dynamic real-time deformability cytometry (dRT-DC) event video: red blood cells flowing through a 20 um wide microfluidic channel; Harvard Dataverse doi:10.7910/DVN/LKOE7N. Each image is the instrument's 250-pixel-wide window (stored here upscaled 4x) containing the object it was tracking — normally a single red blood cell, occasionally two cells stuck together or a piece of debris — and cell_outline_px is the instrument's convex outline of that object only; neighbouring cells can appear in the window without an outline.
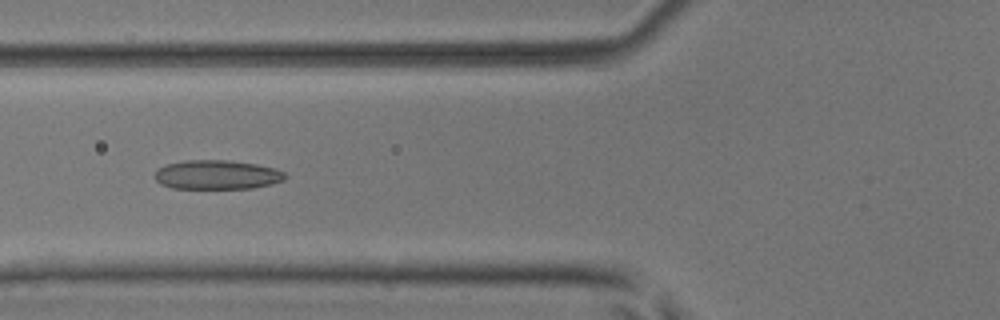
{"species": "common noctule bat (a hibernating species)", "species_latin": "Nyctalus noctula", "temperature_condition": "room temperature", "stored_images_in_passage": 5, "camera_frame_rate_fps": 3000, "um_per_image_px": 0.085, "animal": {"sex": "male", "body_mass_g": 17.9, "forearm_length_mm": 54.2}, "frame": {"image": 1, "passage_image": 5, "time_ms": 1.333, "image_size_px": [1000, 320], "cell_outline_px": [[288, 176], [284, 180], [272, 184], [252, 188], [172, 188], [160, 184], [156, 180], [156, 168], [168, 164], [188, 160], [228, 160], [256, 164], [276, 168], [284, 172]], "centroid_in_image_um": [18.48, 14.85], "position_along_channel_um": 107.3, "area_um2": 22.2}}